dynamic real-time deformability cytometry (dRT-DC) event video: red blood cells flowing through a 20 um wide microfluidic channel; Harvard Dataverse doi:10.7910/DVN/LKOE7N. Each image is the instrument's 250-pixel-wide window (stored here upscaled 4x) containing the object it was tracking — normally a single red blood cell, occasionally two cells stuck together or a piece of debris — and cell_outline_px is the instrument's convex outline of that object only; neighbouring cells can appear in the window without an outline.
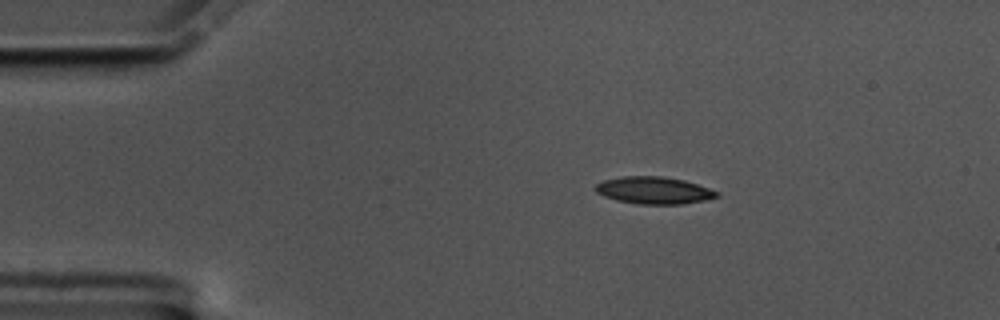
{"species": "common noctule bat (a hibernating species)", "species_latin": "Nyctalus noctula", "temperature_condition": "cold", "stored_images_in_passage": 49, "camera_frame_rate_fps": 3000, "um_per_image_px": 0.085, "animal": {"sex": "male", "body_mass_g": 17.5, "forearm_length_mm": 52.3}, "frame": {"image": 1, "passage_image": 1, "time_ms": 0.0, "image_size_px": [1000, 320], "cell_outline_px": [[720, 196], [704, 200], [680, 204], [636, 204], [616, 200], [604, 196], [596, 192], [596, 184], [604, 180], [620, 176], [664, 176], [684, 180], [720, 192]], "centroid_in_image_um": [55.58, 16.18], "position_along_channel_um": 29.4, "area_um2": 19.19}}
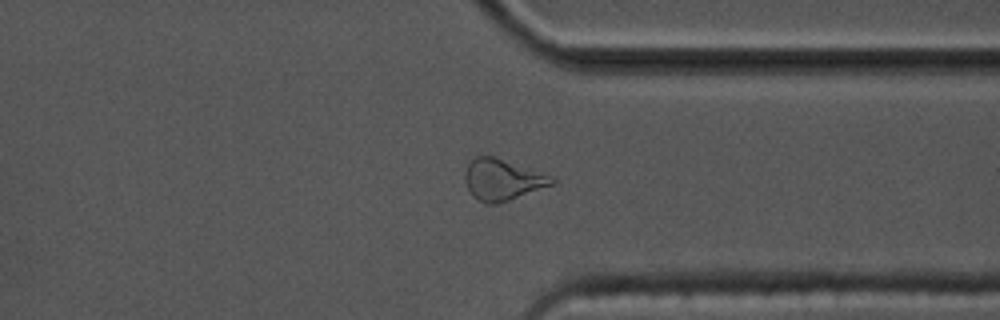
{"frame": {"image": 2, "passage_image": 35, "time_ms": 11.333, "image_size_px": [1000, 320], "cell_outline_px": [[556, 184], [496, 204], [488, 204], [472, 196], [464, 180], [464, 176], [468, 164], [476, 156], [492, 156], [552, 176], [556, 180]], "centroid_in_image_um": [42.71, 15.28], "position_along_channel_um": 368.7, "area_um2": 20.58}}
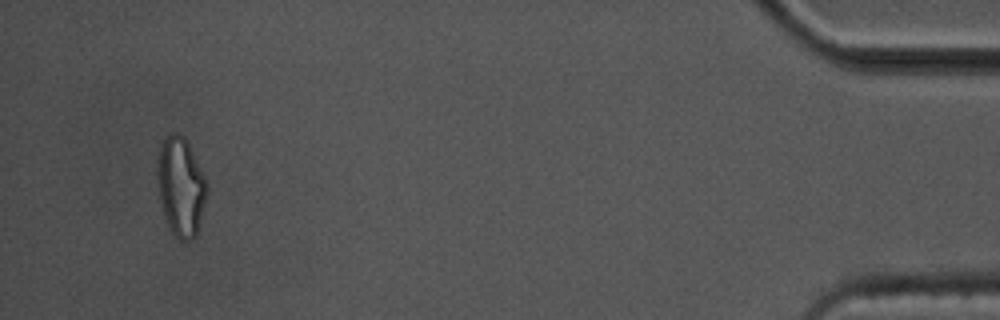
{"frame": {"image": 3, "passage_image": 46, "time_ms": 15.0, "image_size_px": [1000, 320], "cell_outline_px": [[208, 192], [196, 236], [192, 240], [180, 240], [172, 232], [164, 216], [160, 200], [156, 176], [156, 160], [164, 136], [172, 132], [176, 132], [184, 136], [208, 180]], "centroid_in_image_um": [15.37, 15.83], "position_along_channel_um": 419.8, "area_um2": 29.02}, "authors_computed_cell_mechanics": {"area_um2": 19.4208, "velocity_mm_per_s": 3.4564, "shape_relaxation_time_tau1_ms": null, "shape_relaxation_time_tau2_ms": 3.3136, "deformation_change_tau1": null, "deformation_change_tau2": 0.1232}}